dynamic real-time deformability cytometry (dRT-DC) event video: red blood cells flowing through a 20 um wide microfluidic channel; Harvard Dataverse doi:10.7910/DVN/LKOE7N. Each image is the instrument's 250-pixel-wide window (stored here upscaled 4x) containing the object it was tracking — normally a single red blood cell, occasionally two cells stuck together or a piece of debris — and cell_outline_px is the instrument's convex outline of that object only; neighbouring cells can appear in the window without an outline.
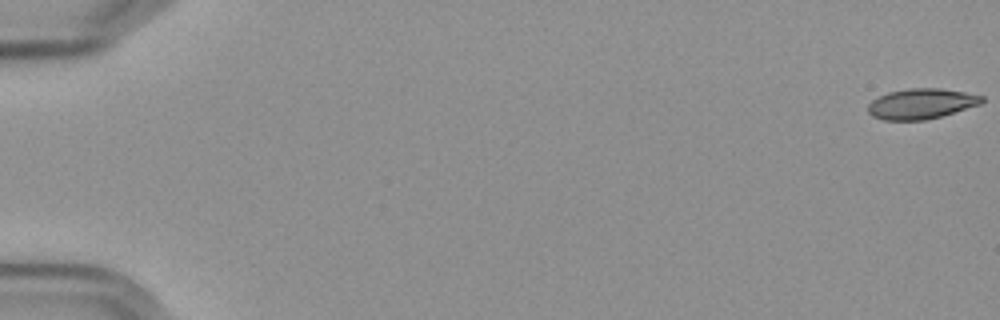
{"species": "Egyptian fruit bat (a non-hibernating species)", "species_latin": "Rousettus aegyptiacus", "temperature_condition": "cold", "stored_images_in_passage": 58, "camera_frame_rate_fps": 3000, "um_per_image_px": 0.085, "frame": {"image": 1, "passage_image": 1, "time_ms": 0.0, "image_size_px": [1000, 320], "cell_outline_px": [[984, 100], [980, 104], [940, 116], [924, 120], [884, 120], [872, 116], [868, 112], [868, 104], [872, 100], [888, 92], [908, 88], [940, 88], [964, 92], [984, 96]], "centroid_in_image_um": [78.28, 8.81], "position_along_channel_um": 6.7, "area_um2": 20.0}}
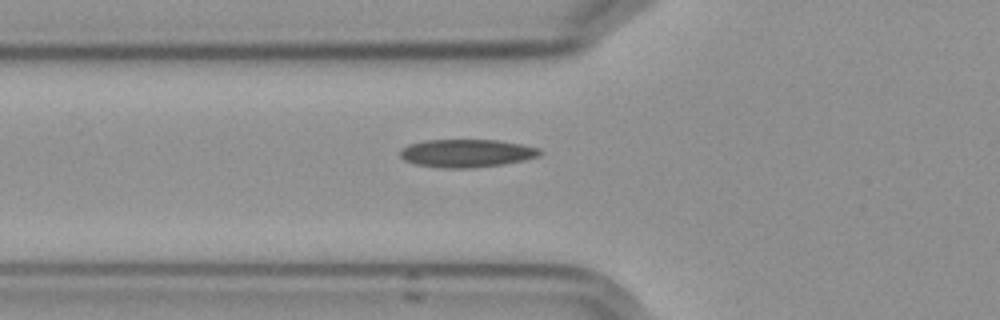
{"frame": {"image": 2, "passage_image": 22, "time_ms": 7.0, "image_size_px": [1000, 320], "cell_outline_px": [[544, 152], [540, 156], [524, 160], [504, 164], [468, 168], [440, 168], [412, 164], [404, 160], [400, 156], [400, 148], [408, 144], [424, 140], [496, 140], [520, 144], [540, 148]], "centroid_in_image_um": [39.64, 13.03], "position_along_channel_um": 86.2, "area_um2": 23.06}}
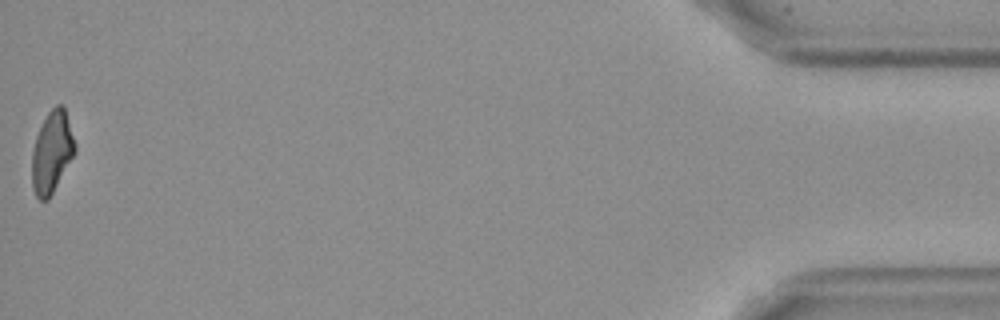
{"frame": {"image": 3, "passage_image": 58, "time_ms": 19.0, "image_size_px": [1000, 320], "cell_outline_px": [[76, 152], [48, 200], [40, 200], [36, 196], [32, 188], [32, 152], [36, 136], [48, 112], [56, 104], [64, 104], [76, 144]], "centroid_in_image_um": [4.42, 12.91], "position_along_channel_um": 430.8, "area_um2": 20.52}, "authors_computed_cell_mechanics": {"area_um2": 21.5883, "velocity_mm_per_s": 3.5981, "shape_relaxation_time_tau1_ms": null, "shape_relaxation_time_tau2_ms": 4.4033, "deformation_change_tau1": null, "deformation_change_tau2": 0.1044}}